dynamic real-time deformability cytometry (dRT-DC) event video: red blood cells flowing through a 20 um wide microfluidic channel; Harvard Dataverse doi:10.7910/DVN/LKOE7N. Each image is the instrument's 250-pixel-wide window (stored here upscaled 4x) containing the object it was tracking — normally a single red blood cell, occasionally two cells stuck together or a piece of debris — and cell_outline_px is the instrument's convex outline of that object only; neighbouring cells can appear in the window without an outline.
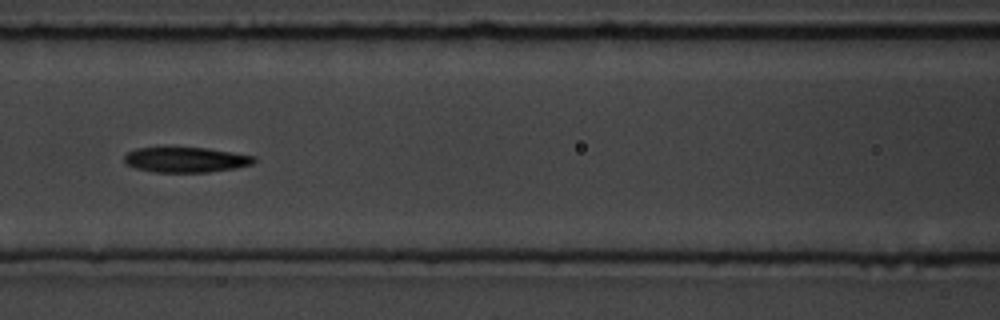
{"species": "common noctule bat (a hibernating species)", "species_latin": "Nyctalus noctula", "temperature_condition": "room temperature", "stored_images_in_passage": 55, "camera_frame_rate_fps": 3000, "um_per_image_px": 0.085, "animal": {"sex": "male", "body_mass_g": 19.5, "forearm_length_mm": 54.6}, "frame": {"image": 1, "passage_image": 24, "time_ms": 7.667, "image_size_px": [1000, 320], "cell_outline_px": [[256, 160], [252, 164], [236, 168], [208, 172], [152, 172], [136, 168], [124, 164], [124, 156], [128, 152], [136, 148], [208, 148], [256, 156]], "centroid_in_image_um": [15.79, 13.58], "position_along_channel_um": 150.8, "area_um2": 19.07}}
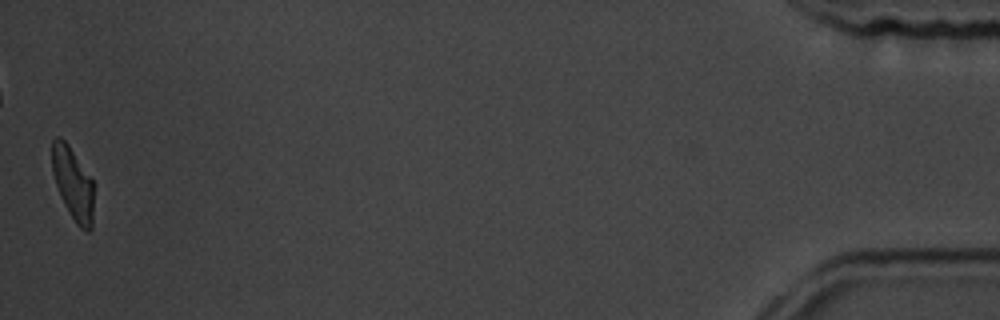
{"frame": {"image": 2, "passage_image": 55, "time_ms": 18.0, "image_size_px": [1000, 320], "cell_outline_px": [[92, 228], [88, 232], [84, 232], [76, 224], [64, 204], [60, 196], [52, 172], [52, 140], [56, 136], [60, 136], [68, 144], [92, 180]], "centroid_in_image_um": [6.17, 15.61], "position_along_channel_um": 429.0, "area_um2": 17.4}, "authors_computed_cell_mechanics": {"area_um2": 19.1318, "velocity_mm_per_s": 3.6157, "shape_relaxation_time_tau1_ms": 5.6573, "shape_relaxation_time_tau2_ms": 7.1685, "deformation_change_tau1": 0.1603, "deformation_change_tau2": 0.1682}}